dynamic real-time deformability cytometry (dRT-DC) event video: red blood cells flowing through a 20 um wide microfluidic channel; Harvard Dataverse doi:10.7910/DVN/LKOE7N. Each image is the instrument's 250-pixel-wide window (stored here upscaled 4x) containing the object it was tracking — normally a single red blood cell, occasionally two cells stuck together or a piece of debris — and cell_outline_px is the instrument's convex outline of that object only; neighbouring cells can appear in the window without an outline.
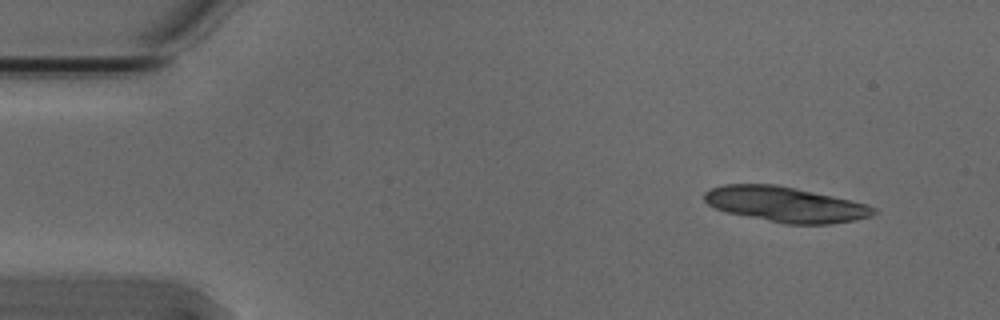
{"species": "Egyptian fruit bat (a non-hibernating species)", "species_latin": "Rousettus aegyptiacus", "temperature_condition": "cold", "stored_images_in_passage": 6, "segment_of_instrument_passage": [2, 2], "camera_frame_rate_fps": 3000, "um_per_image_px": 0.085, "animal": {"sex": "male"}, "frame": {"image": 1, "passage_image": 6, "time_ms": 1.667, "image_size_px": [1000, 320], "cell_outline_px": [[876, 212], [872, 216], [856, 220], [828, 224], [788, 224], [728, 212], [716, 208], [708, 204], [704, 200], [704, 192], [712, 188], [724, 184], [776, 184], [796, 188], [868, 204], [876, 208]], "centroid_in_image_um": [66.79, 17.36], "position_along_channel_um": 18.2, "area_um2": 34.51}}